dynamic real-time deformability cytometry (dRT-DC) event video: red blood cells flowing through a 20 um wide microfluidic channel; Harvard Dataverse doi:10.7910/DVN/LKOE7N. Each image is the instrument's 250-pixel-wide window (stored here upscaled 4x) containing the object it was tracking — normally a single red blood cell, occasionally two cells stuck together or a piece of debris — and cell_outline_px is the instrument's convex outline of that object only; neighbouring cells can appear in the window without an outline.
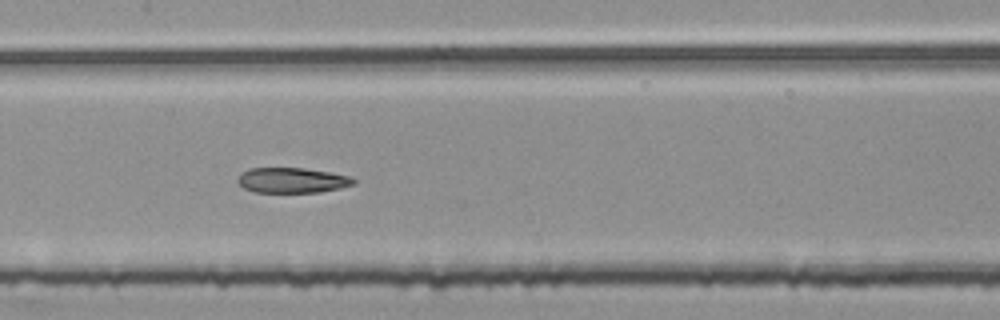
{"species": "common noctule bat (a hibernating species)", "species_latin": "Nyctalus noctula", "temperature_condition": "room temperature", "stored_images_in_passage": 49, "segment_of_instrument_passage": [2, 2], "camera_frame_rate_fps": 3000, "um_per_image_px": 0.085, "animal": {"sex": "female", "body_mass_g": 25.1}, "frame": {"image": 1, "passage_image": 23, "time_ms": 7.333, "image_size_px": [1000, 320], "cell_outline_px": [[356, 184], [340, 188], [320, 192], [256, 192], [244, 188], [236, 180], [240, 172], [248, 168], [304, 168], [352, 176], [356, 180]], "centroid_in_image_um": [24.84, 15.32], "position_along_channel_um": 182.6, "area_um2": 17.17}}
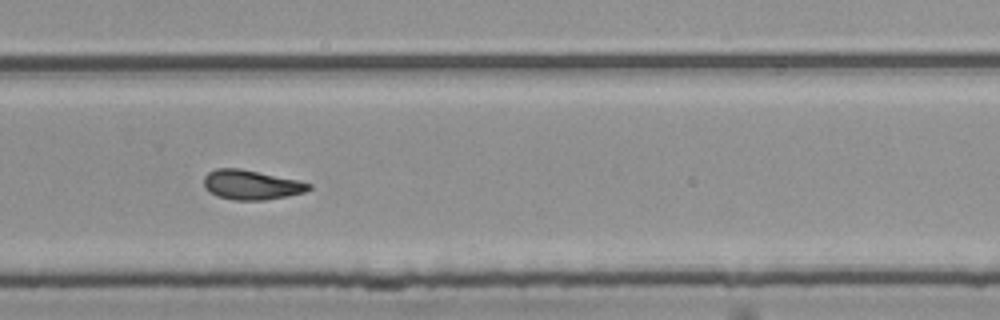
{"frame": {"image": 2, "passage_image": 33, "time_ms": 10.667, "image_size_px": [1000, 320], "cell_outline_px": [[312, 188], [304, 192], [288, 196], [264, 200], [232, 200], [216, 196], [204, 188], [204, 176], [208, 172], [216, 168], [240, 168], [296, 180], [312, 184]], "centroid_in_image_um": [21.33, 15.71], "position_along_channel_um": 308.5, "area_um2": 18.09}}
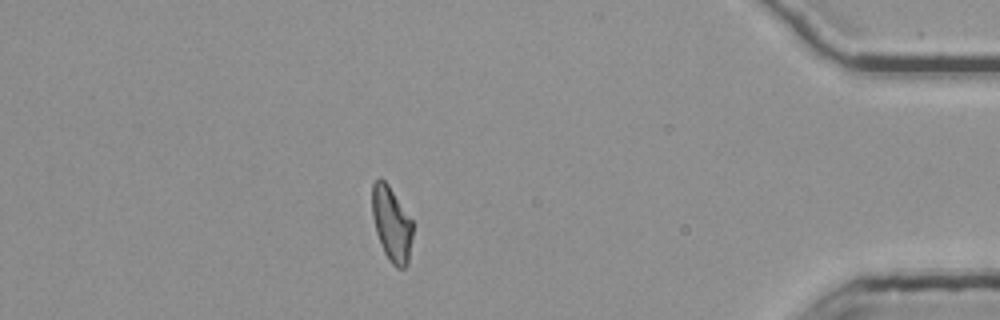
{"frame": {"image": 3, "passage_image": 44, "time_ms": 14.333, "image_size_px": [1000, 320], "cell_outline_px": [[412, 236], [408, 264], [404, 268], [396, 268], [388, 260], [380, 244], [376, 232], [372, 216], [372, 184], [380, 176], [388, 184], [412, 220]], "centroid_in_image_um": [33.27, 19.05], "position_along_channel_um": 401.9, "area_um2": 17.74}}